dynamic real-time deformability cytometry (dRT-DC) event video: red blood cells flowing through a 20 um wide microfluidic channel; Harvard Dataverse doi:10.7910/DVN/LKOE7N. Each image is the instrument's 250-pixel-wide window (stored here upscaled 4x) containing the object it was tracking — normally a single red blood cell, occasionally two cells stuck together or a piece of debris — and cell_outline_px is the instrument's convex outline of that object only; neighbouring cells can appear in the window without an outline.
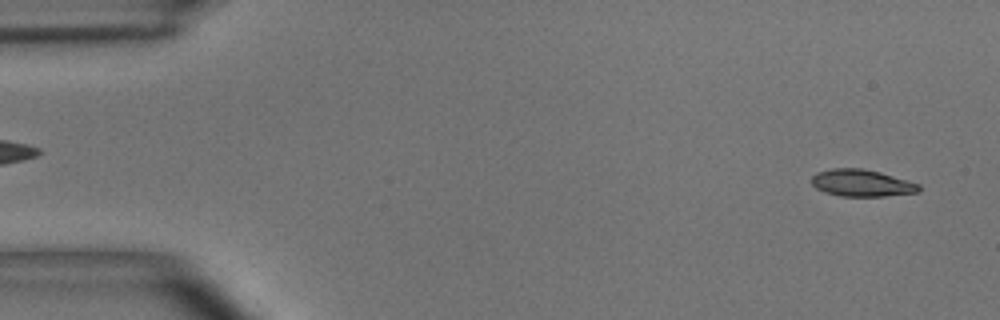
{"species": "common noctule bat (a hibernating species)", "species_latin": "Nyctalus noctula", "temperature_condition": "room temperature", "stored_images_in_passage": 16, "camera_frame_rate_fps": 3000, "um_per_image_px": 0.085, "animal": {"sex": "male", "body_mass_g": 15.6}, "frame": {"image": 1, "passage_image": 2, "time_ms": 0.333, "image_size_px": [1000, 320], "cell_outline_px": [[920, 192], [884, 196], [840, 196], [824, 192], [816, 188], [812, 184], [812, 176], [816, 172], [832, 168], [860, 168], [880, 172], [920, 184]], "centroid_in_image_um": [73.23, 15.56], "position_along_channel_um": 11.8, "area_um2": 16.88}}
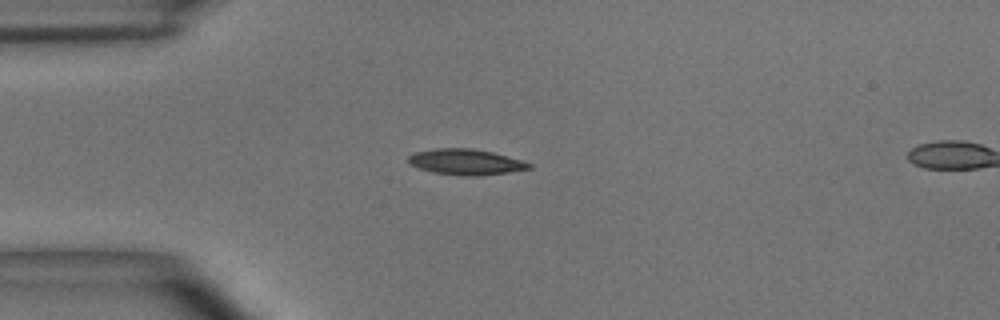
{"frame": {"image": 2, "passage_image": 13, "time_ms": 4.0, "image_size_px": [1000, 320], "cell_outline_px": [[532, 168], [508, 172], [480, 176], [464, 176], [432, 172], [408, 164], [408, 156], [416, 152], [436, 148], [472, 148], [492, 152], [520, 160], [532, 164]], "centroid_in_image_um": [39.57, 13.77], "position_along_channel_um": 45.4, "area_um2": 18.03}}